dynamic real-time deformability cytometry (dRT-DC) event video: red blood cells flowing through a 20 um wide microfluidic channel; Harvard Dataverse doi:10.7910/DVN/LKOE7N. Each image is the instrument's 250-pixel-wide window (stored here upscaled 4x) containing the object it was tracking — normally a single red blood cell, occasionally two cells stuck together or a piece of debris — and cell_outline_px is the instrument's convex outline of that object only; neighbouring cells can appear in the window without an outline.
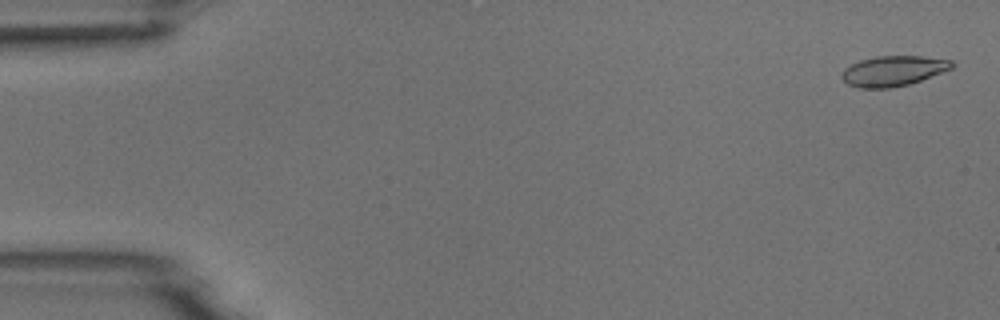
{"species": "common noctule bat (a hibernating species)", "species_latin": "Nyctalus noctula", "temperature_condition": "room temperature", "stored_images_in_passage": 5, "camera_frame_rate_fps": 3000, "um_per_image_px": 0.085, "animal": {"sex": "male", "body_mass_g": 18.8}, "frame": {"image": 1, "passage_image": 1, "time_ms": 0.0, "image_size_px": [1000, 320], "cell_outline_px": [[956, 64], [952, 68], [920, 80], [908, 84], [892, 88], [860, 88], [848, 84], [840, 76], [844, 68], [860, 60], [876, 56], [924, 56], [952, 60]], "centroid_in_image_um": [75.92, 6.02], "position_along_channel_um": 9.1, "area_um2": 19.36}}
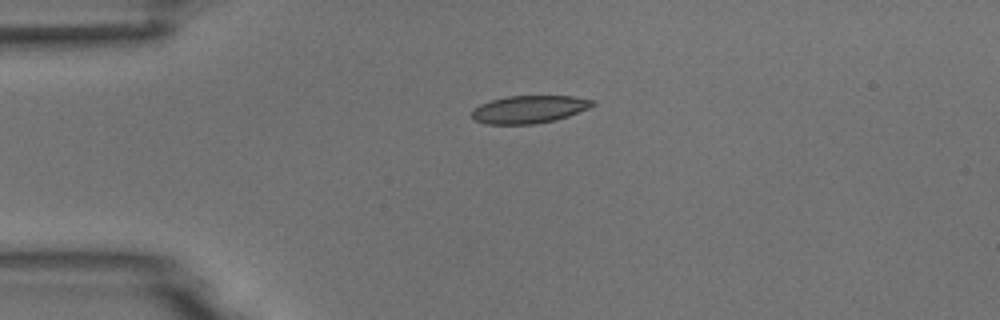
{"frame": {"image": 2, "passage_image": 4, "time_ms": 3.667, "image_size_px": [1000, 320], "cell_outline_px": [[596, 104], [588, 108], [568, 116], [556, 120], [536, 124], [488, 124], [476, 120], [472, 116], [472, 108], [480, 104], [492, 100], [508, 96], [572, 96], [596, 100]], "centroid_in_image_um": [45.0, 9.29], "position_along_channel_um": 40.0, "area_um2": 19.48}}